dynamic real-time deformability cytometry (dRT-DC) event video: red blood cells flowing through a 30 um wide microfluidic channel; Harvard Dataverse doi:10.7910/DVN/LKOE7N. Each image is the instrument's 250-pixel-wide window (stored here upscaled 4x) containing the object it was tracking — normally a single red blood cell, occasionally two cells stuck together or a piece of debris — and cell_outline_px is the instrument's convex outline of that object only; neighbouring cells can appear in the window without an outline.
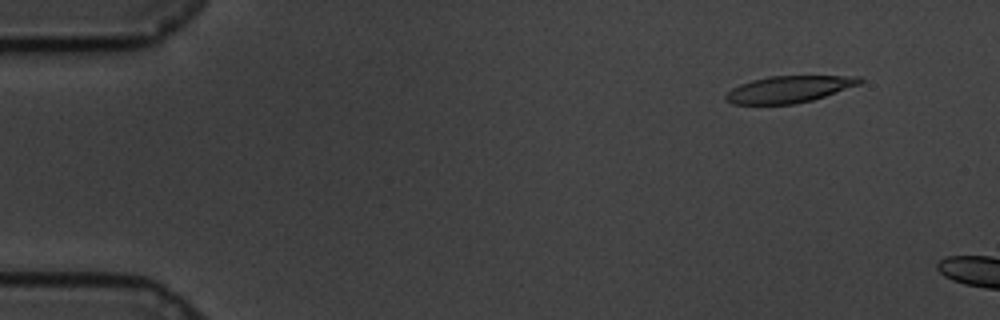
{"species": "common noctule bat (a hibernating species)", "species_latin": "Nyctalus noctula", "temperature_condition": "cold", "stored_images_in_passage": 13, "camera_frame_rate_fps": 3000, "um_per_image_px": 0.085, "animal": {"sex": "male", "body_mass_g": 19.5, "forearm_length_mm": 54.6}, "frame": {"image": 1, "passage_image": 6, "time_ms": 1.667, "image_size_px": [1000, 320], "cell_outline_px": [[864, 80], [860, 84], [812, 100], [792, 104], [732, 104], [724, 100], [724, 96], [732, 88], [740, 84], [752, 80], [768, 76], [860, 76]], "centroid_in_image_um": [67.04, 7.58], "position_along_channel_um": 18.0, "area_um2": 20.81}}